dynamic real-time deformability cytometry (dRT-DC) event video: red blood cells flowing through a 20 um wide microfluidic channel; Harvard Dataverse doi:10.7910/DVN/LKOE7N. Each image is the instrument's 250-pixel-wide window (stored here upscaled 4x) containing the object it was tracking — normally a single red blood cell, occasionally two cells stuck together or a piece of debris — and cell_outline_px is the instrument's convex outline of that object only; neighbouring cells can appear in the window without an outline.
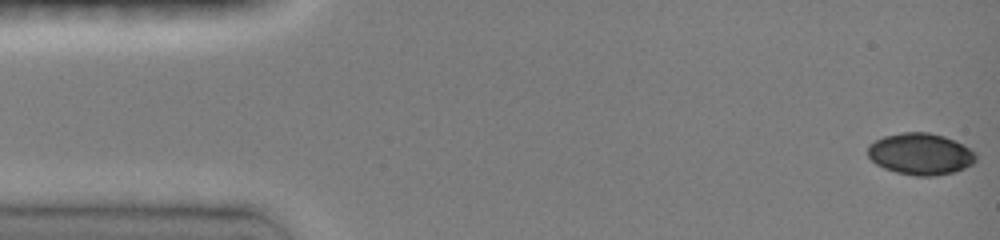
{"species": "common noctule bat (a hibernating species)", "species_latin": "Nyctalus noctula", "temperature_condition": "room temperature", "stored_images_in_passage": 9, "camera_frame_rate_fps": 3000, "um_per_image_px": 0.085, "animal": {"sex": "female", "body_mass_g": 19.0, "forearm_length_mm": 51.5}, "frame": {"image": 1, "passage_image": 1, "time_ms": 0.0, "image_size_px": [1000, 240], "cell_outline_px": [[976, 160], [972, 164], [964, 168], [952, 172], [932, 176], [916, 176], [896, 172], [884, 168], [876, 164], [868, 156], [868, 144], [884, 136], [904, 132], [928, 132], [944, 136], [976, 152]], "centroid_in_image_um": [78.22, 13.09], "position_along_channel_um": 6.8, "area_um2": 26.01}}
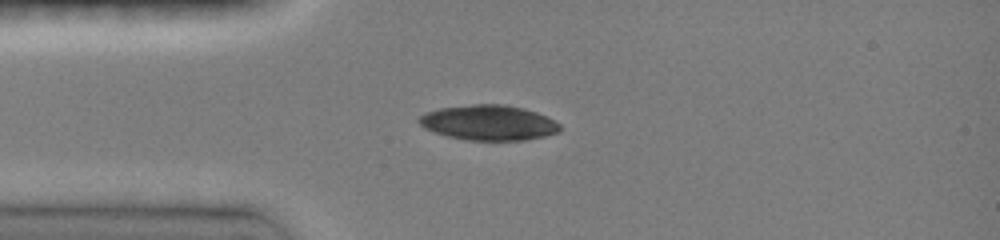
{"frame": {"image": 2, "passage_image": 7, "time_ms": 3.667, "image_size_px": [1000, 240], "cell_outline_px": [[560, 132], [544, 136], [524, 140], [468, 140], [448, 136], [424, 128], [416, 120], [424, 112], [440, 108], [472, 104], [504, 104], [524, 108], [536, 112], [560, 124]], "centroid_in_image_um": [41.52, 10.42], "position_along_channel_um": 43.5, "area_um2": 28.78}}